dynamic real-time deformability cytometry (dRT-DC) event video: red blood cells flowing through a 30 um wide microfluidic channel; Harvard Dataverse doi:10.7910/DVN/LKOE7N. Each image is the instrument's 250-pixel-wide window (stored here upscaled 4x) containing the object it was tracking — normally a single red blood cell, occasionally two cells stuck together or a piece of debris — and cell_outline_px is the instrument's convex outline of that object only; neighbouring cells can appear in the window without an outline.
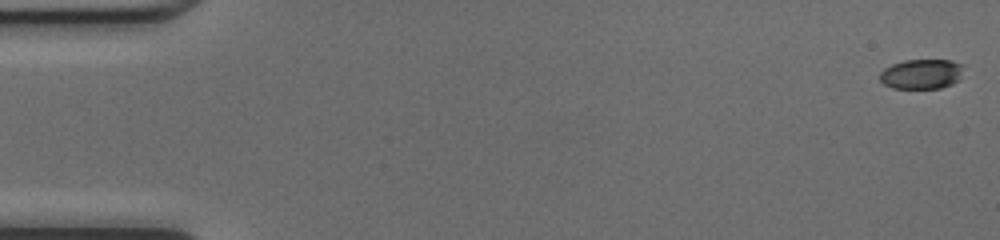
{"species": "common noctule bat (a hibernating species)", "species_latin": "Nyctalus noctula", "temperature_condition": "cold", "stored_images_in_passage": 49, "camera_frame_rate_fps": 3000, "um_per_image_px": 0.085, "animal": {"sex": "female", "body_mass_g": 17.0, "forearm_length_mm": 48.0}, "frame": {"image": 1, "passage_image": 1, "time_ms": 0.0, "image_size_px": [1000, 240], "cell_outline_px": [[960, 80], [952, 84], [940, 88], [892, 88], [884, 84], [880, 80], [880, 72], [884, 68], [892, 64], [904, 60], [952, 60], [960, 64]], "centroid_in_image_um": [78.29, 6.29], "position_along_channel_um": 6.7, "area_um2": 14.45}}
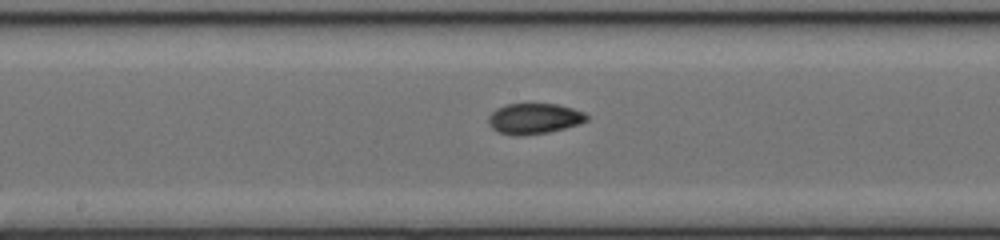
{"frame": {"image": 2, "passage_image": 26, "time_ms": 8.333, "image_size_px": [1000, 240], "cell_outline_px": [[588, 120], [580, 124], [548, 132], [524, 136], [516, 136], [500, 132], [492, 128], [488, 124], [488, 116], [496, 108], [504, 104], [556, 104], [572, 108], [584, 112], [588, 116]], "centroid_in_image_um": [45.39, 10.08], "position_along_channel_um": 202.8, "area_um2": 17.63}}
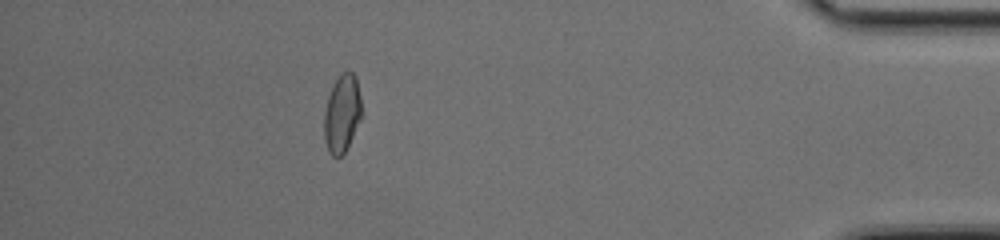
{"frame": {"image": 3, "passage_image": 44, "time_ms": 14.333, "image_size_px": [1000, 240], "cell_outline_px": [[364, 116], [344, 152], [340, 156], [332, 156], [328, 152], [324, 140], [324, 112], [328, 96], [332, 84], [336, 76], [340, 72], [352, 72], [356, 76]], "centroid_in_image_um": [29.09, 9.62], "position_along_channel_um": 406.1, "area_um2": 17.51}, "authors_computed_cell_mechanics": {"area_um2": 17.051, "velocity_mm_per_s": 4.2577, "shape_relaxation_time_tau1_ms": 8.5923, "shape_relaxation_time_tau2_ms": 1.5811, "deformation_change_tau1": 0.2358, "deformation_change_tau2": 0.0566}}